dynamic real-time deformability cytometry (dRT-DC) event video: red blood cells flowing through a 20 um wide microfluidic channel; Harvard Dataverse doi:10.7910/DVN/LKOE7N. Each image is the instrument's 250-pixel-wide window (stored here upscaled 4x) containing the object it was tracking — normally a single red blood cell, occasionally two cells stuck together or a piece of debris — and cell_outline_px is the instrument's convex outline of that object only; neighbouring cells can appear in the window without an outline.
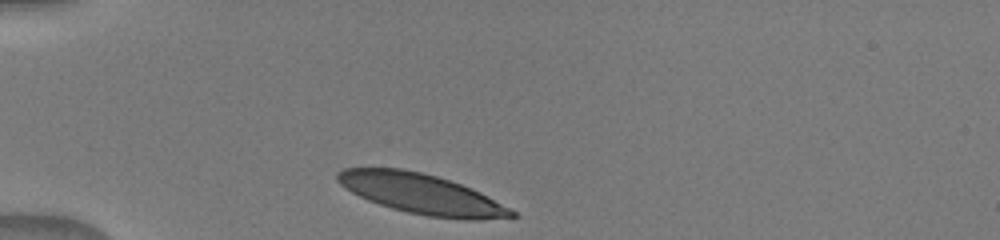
{"species": "human", "species_latin": "Homo sapiens", "temperature_condition": "warm", "stored_images_in_passage": 32, "camera_frame_rate_fps": 3000, "um_per_image_px": 0.085, "donor": {"sex": "male"}, "frame": {"image": 1, "passage_image": 1, "time_ms": 0.0, "image_size_px": [1000, 240], "cell_outline_px": [[520, 216], [476, 220], [472, 220], [428, 216], [408, 212], [392, 208], [368, 200], [352, 192], [340, 184], [336, 180], [336, 172], [344, 168], [400, 168], [424, 172], [472, 188], [480, 192], [516, 212]], "centroid_in_image_um": [35.81, 16.47], "position_along_channel_um": 49.2, "area_um2": 40.34}}
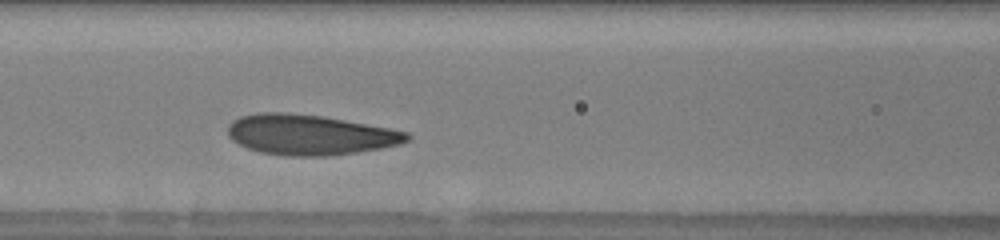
{"frame": {"image": 2, "passage_image": 10, "time_ms": 3.0, "image_size_px": [1000, 240], "cell_outline_px": [[412, 136], [408, 140], [400, 144], [380, 148], [356, 152], [328, 156], [284, 156], [260, 152], [248, 148], [232, 140], [228, 136], [228, 124], [232, 120], [240, 116], [260, 112], [288, 112], [324, 116], [388, 128], [408, 132]], "centroid_in_image_um": [26.31, 11.45], "position_along_channel_um": 140.3, "area_um2": 42.19}}
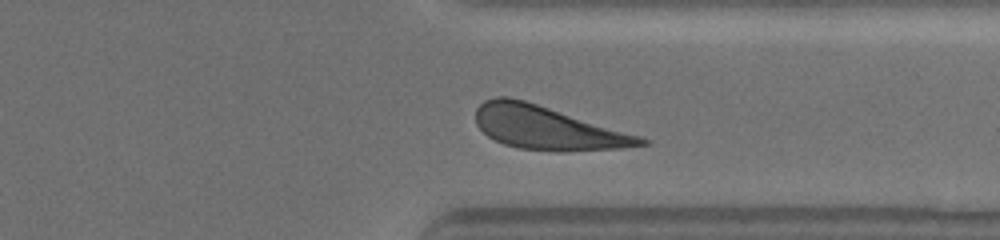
{"frame": {"image": 3, "passage_image": 27, "time_ms": 8.667, "image_size_px": [1000, 240], "cell_outline_px": [[648, 144], [620, 148], [520, 148], [504, 144], [488, 136], [476, 124], [476, 108], [484, 100], [496, 96], [508, 96], [524, 100], [640, 136], [648, 140]], "centroid_in_image_um": [46.42, 10.8], "position_along_channel_um": 365.0, "area_um2": 39.77}}